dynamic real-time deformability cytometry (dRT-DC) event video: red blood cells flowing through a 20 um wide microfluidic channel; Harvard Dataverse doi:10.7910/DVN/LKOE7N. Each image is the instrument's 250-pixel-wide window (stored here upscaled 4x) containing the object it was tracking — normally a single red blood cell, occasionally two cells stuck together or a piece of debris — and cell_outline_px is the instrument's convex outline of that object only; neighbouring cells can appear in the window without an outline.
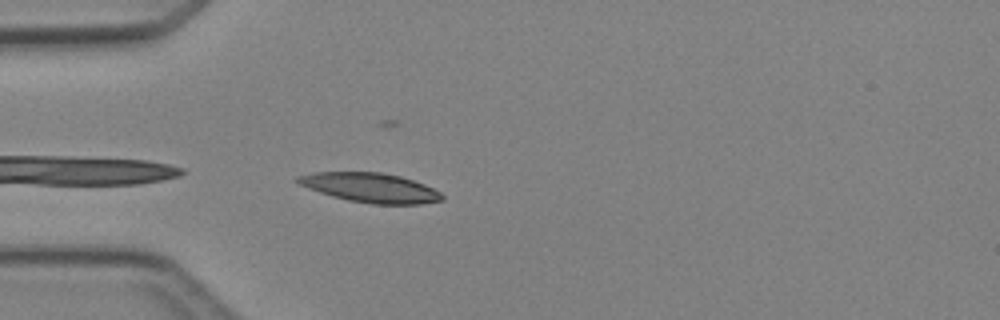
{"species": "Egyptian fruit bat (a non-hibernating species)", "species_latin": "Rousettus aegyptiacus", "temperature_condition": "cold", "stored_images_in_passage": 5, "camera_frame_rate_fps": 3000, "um_per_image_px": 0.085, "animal": {"sex": "female"}, "frame": {"image": 1, "passage_image": 5, "time_ms": 4.667, "image_size_px": [1000, 320], "cell_outline_px": [[444, 200], [420, 204], [372, 204], [348, 200], [332, 196], [308, 188], [292, 180], [296, 176], [312, 172], [384, 172], [400, 176], [424, 184], [440, 192], [444, 196]], "centroid_in_image_um": [31.46, 15.95], "position_along_channel_um": 53.5, "area_um2": 24.85}}